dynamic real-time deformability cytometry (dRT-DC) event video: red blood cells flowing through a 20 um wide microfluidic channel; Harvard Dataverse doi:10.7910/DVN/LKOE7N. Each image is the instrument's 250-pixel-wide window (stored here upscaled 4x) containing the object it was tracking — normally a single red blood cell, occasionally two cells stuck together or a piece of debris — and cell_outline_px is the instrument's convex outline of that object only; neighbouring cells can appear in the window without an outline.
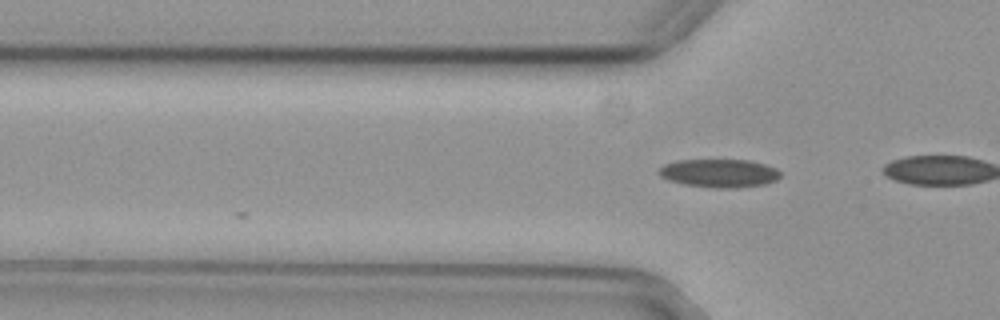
{"species": "common noctule bat (a hibernating species)", "species_latin": "Nyctalus noctula", "temperature_condition": "cold", "stored_images_in_passage": 5, "camera_frame_rate_fps": 3000, "um_per_image_px": 0.085, "animal": {"sex": "female", "body_mass_g": 29.2, "forearm_length_mm": 56.3}, "frame": {"image": 1, "passage_image": 5, "time_ms": 1.333, "image_size_px": [1000, 320], "cell_outline_px": [[780, 176], [776, 180], [764, 184], [740, 188], [712, 188], [684, 184], [668, 180], [660, 176], [656, 172], [664, 164], [676, 160], [748, 160], [764, 164], [776, 168], [780, 172]], "centroid_in_image_um": [61.11, 14.72], "position_along_channel_um": 64.7, "area_um2": 20.17}}